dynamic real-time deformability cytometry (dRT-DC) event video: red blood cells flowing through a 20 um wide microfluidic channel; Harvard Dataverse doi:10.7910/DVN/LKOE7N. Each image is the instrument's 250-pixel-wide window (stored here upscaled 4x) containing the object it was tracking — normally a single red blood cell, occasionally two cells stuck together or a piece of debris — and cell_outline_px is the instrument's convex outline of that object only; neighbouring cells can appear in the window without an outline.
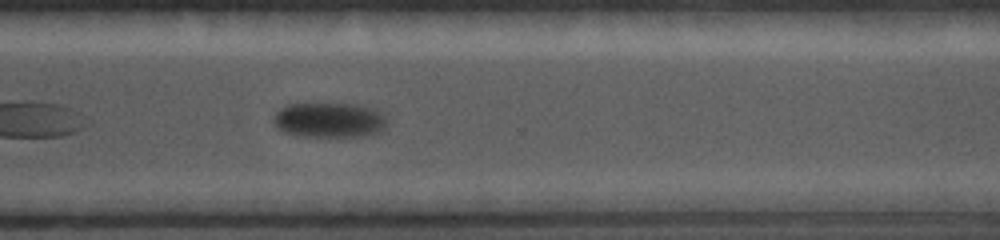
{"species": "common noctule bat (a hibernating species)", "species_latin": "Nyctalus noctula", "temperature_condition": "cold", "stored_images_in_passage": 19, "camera_frame_rate_fps": 5000, "um_per_image_px": 0.085, "animal": {"sex": "female", "body_mass_g": 19.0, "forearm_length_mm": 56.7}, "frame": {"image": 1, "passage_image": 14, "time_ms": 7.4, "image_size_px": [1000, 240], "cell_outline_px": [[388, 124], [380, 132], [364, 136], [300, 136], [284, 132], [276, 128], [272, 120], [276, 112], [280, 108], [288, 104], [312, 100], [356, 104], [376, 108], [384, 112], [388, 116]], "centroid_in_image_um": [28.01, 10.14], "position_along_channel_um": 342.6, "area_um2": 24.62}}